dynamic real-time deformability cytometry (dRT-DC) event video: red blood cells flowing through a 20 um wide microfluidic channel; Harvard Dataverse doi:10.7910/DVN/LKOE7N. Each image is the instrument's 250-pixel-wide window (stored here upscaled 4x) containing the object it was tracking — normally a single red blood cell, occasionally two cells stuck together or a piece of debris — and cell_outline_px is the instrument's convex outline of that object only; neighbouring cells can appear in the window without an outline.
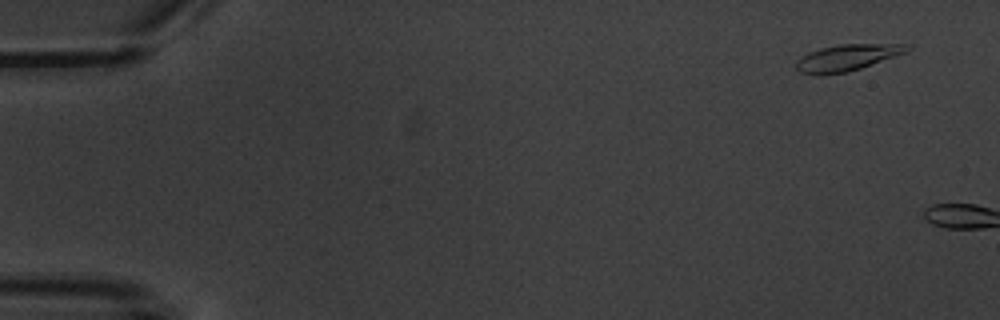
{"species": "common noctule bat (a hibernating species)", "species_latin": "Nyctalus noctula", "temperature_condition": "warm", "stored_images_in_passage": 2, "camera_frame_rate_fps": 3000, "um_per_image_px": 0.085, "animal": {"sex": "male", "body_mass_g": 20.1, "forearm_length_mm": 53.5}, "frame": {"image": 1, "passage_image": 1, "time_ms": 0.0, "image_size_px": [1000, 320], "cell_outline_px": [[912, 48], [904, 52], [860, 68], [848, 72], [820, 76], [816, 76], [800, 72], [796, 68], [796, 60], [800, 56], [808, 52], [820, 48], [840, 44], [908, 44]], "centroid_in_image_um": [71.9, 4.91], "position_along_channel_um": 13.1, "area_um2": 17.05}}